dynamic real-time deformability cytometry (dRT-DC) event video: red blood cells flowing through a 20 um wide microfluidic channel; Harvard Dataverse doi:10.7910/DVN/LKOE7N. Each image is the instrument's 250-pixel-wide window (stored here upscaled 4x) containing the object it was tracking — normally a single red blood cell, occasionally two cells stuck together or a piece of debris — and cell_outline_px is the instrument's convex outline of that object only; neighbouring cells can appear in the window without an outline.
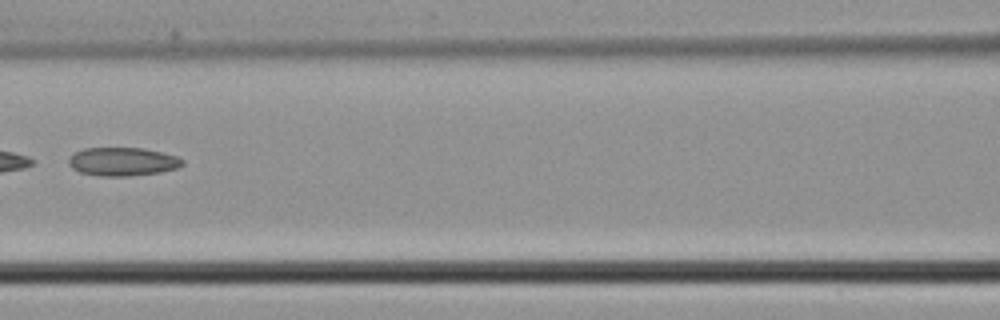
{"species": "common noctule bat (a hibernating species)", "species_latin": "Nyctalus noctula", "temperature_condition": "cold", "stored_images_in_passage": 6, "segment_of_instrument_passage": [1, 2], "camera_frame_rate_fps": 3000, "um_per_image_px": 0.085, "animal": {"sex": "male", "body_mass_g": 21.5, "forearm_length_mm": 52.0}, "frame": {"image": 1, "passage_image": 5, "time_ms": 1.333, "image_size_px": [1000, 320], "cell_outline_px": [[184, 164], [176, 168], [160, 172], [128, 176], [100, 176], [80, 172], [72, 168], [68, 164], [68, 160], [76, 152], [84, 148], [144, 148], [176, 156], [184, 160]], "centroid_in_image_um": [10.42, 13.74], "position_along_channel_um": 156.2, "area_um2": 18.73}}